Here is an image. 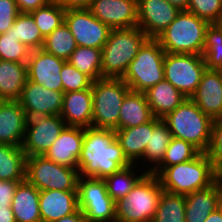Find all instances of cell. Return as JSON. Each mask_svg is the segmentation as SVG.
Masks as SVG:
<instances>
[{
	"label": "cell",
	"instance_id": "obj_39",
	"mask_svg": "<svg viewBox=\"0 0 222 222\" xmlns=\"http://www.w3.org/2000/svg\"><path fill=\"white\" fill-rule=\"evenodd\" d=\"M31 49L18 41L11 28L0 34V60L27 63Z\"/></svg>",
	"mask_w": 222,
	"mask_h": 222
},
{
	"label": "cell",
	"instance_id": "obj_40",
	"mask_svg": "<svg viewBox=\"0 0 222 222\" xmlns=\"http://www.w3.org/2000/svg\"><path fill=\"white\" fill-rule=\"evenodd\" d=\"M60 74L64 93L92 88L93 80L72 66L68 61L63 64Z\"/></svg>",
	"mask_w": 222,
	"mask_h": 222
},
{
	"label": "cell",
	"instance_id": "obj_15",
	"mask_svg": "<svg viewBox=\"0 0 222 222\" xmlns=\"http://www.w3.org/2000/svg\"><path fill=\"white\" fill-rule=\"evenodd\" d=\"M66 60L56 57L44 49L31 50L27 61L28 79L44 88L62 91L61 70Z\"/></svg>",
	"mask_w": 222,
	"mask_h": 222
},
{
	"label": "cell",
	"instance_id": "obj_28",
	"mask_svg": "<svg viewBox=\"0 0 222 222\" xmlns=\"http://www.w3.org/2000/svg\"><path fill=\"white\" fill-rule=\"evenodd\" d=\"M153 118L144 93L130 91L122 102L119 115V129L139 126Z\"/></svg>",
	"mask_w": 222,
	"mask_h": 222
},
{
	"label": "cell",
	"instance_id": "obj_21",
	"mask_svg": "<svg viewBox=\"0 0 222 222\" xmlns=\"http://www.w3.org/2000/svg\"><path fill=\"white\" fill-rule=\"evenodd\" d=\"M78 209V191H40L39 210L42 222L58 221Z\"/></svg>",
	"mask_w": 222,
	"mask_h": 222
},
{
	"label": "cell",
	"instance_id": "obj_51",
	"mask_svg": "<svg viewBox=\"0 0 222 222\" xmlns=\"http://www.w3.org/2000/svg\"><path fill=\"white\" fill-rule=\"evenodd\" d=\"M218 205L222 210V178H217Z\"/></svg>",
	"mask_w": 222,
	"mask_h": 222
},
{
	"label": "cell",
	"instance_id": "obj_5",
	"mask_svg": "<svg viewBox=\"0 0 222 222\" xmlns=\"http://www.w3.org/2000/svg\"><path fill=\"white\" fill-rule=\"evenodd\" d=\"M162 192L157 175L146 172L126 198L115 202L116 222H152Z\"/></svg>",
	"mask_w": 222,
	"mask_h": 222
},
{
	"label": "cell",
	"instance_id": "obj_11",
	"mask_svg": "<svg viewBox=\"0 0 222 222\" xmlns=\"http://www.w3.org/2000/svg\"><path fill=\"white\" fill-rule=\"evenodd\" d=\"M164 79L190 98L206 70L203 55L165 53Z\"/></svg>",
	"mask_w": 222,
	"mask_h": 222
},
{
	"label": "cell",
	"instance_id": "obj_35",
	"mask_svg": "<svg viewBox=\"0 0 222 222\" xmlns=\"http://www.w3.org/2000/svg\"><path fill=\"white\" fill-rule=\"evenodd\" d=\"M11 33L18 38L22 44L31 50L41 49L45 38L30 13H20L11 27Z\"/></svg>",
	"mask_w": 222,
	"mask_h": 222
},
{
	"label": "cell",
	"instance_id": "obj_7",
	"mask_svg": "<svg viewBox=\"0 0 222 222\" xmlns=\"http://www.w3.org/2000/svg\"><path fill=\"white\" fill-rule=\"evenodd\" d=\"M92 127L119 129V115L124 97L131 91L122 78H101L92 83Z\"/></svg>",
	"mask_w": 222,
	"mask_h": 222
},
{
	"label": "cell",
	"instance_id": "obj_38",
	"mask_svg": "<svg viewBox=\"0 0 222 222\" xmlns=\"http://www.w3.org/2000/svg\"><path fill=\"white\" fill-rule=\"evenodd\" d=\"M202 55L207 70L222 69V33L214 23L206 29Z\"/></svg>",
	"mask_w": 222,
	"mask_h": 222
},
{
	"label": "cell",
	"instance_id": "obj_45",
	"mask_svg": "<svg viewBox=\"0 0 222 222\" xmlns=\"http://www.w3.org/2000/svg\"><path fill=\"white\" fill-rule=\"evenodd\" d=\"M20 13H30L40 7L45 6L51 0H15Z\"/></svg>",
	"mask_w": 222,
	"mask_h": 222
},
{
	"label": "cell",
	"instance_id": "obj_42",
	"mask_svg": "<svg viewBox=\"0 0 222 222\" xmlns=\"http://www.w3.org/2000/svg\"><path fill=\"white\" fill-rule=\"evenodd\" d=\"M187 11L212 24L222 16V0H189Z\"/></svg>",
	"mask_w": 222,
	"mask_h": 222
},
{
	"label": "cell",
	"instance_id": "obj_8",
	"mask_svg": "<svg viewBox=\"0 0 222 222\" xmlns=\"http://www.w3.org/2000/svg\"><path fill=\"white\" fill-rule=\"evenodd\" d=\"M165 53L156 39L142 45L122 77L131 91L144 93L164 79Z\"/></svg>",
	"mask_w": 222,
	"mask_h": 222
},
{
	"label": "cell",
	"instance_id": "obj_41",
	"mask_svg": "<svg viewBox=\"0 0 222 222\" xmlns=\"http://www.w3.org/2000/svg\"><path fill=\"white\" fill-rule=\"evenodd\" d=\"M206 153L212 163L215 177L222 178V118L213 121L211 142Z\"/></svg>",
	"mask_w": 222,
	"mask_h": 222
},
{
	"label": "cell",
	"instance_id": "obj_27",
	"mask_svg": "<svg viewBox=\"0 0 222 222\" xmlns=\"http://www.w3.org/2000/svg\"><path fill=\"white\" fill-rule=\"evenodd\" d=\"M27 79V63L0 60V100H18Z\"/></svg>",
	"mask_w": 222,
	"mask_h": 222
},
{
	"label": "cell",
	"instance_id": "obj_31",
	"mask_svg": "<svg viewBox=\"0 0 222 222\" xmlns=\"http://www.w3.org/2000/svg\"><path fill=\"white\" fill-rule=\"evenodd\" d=\"M185 195L163 191L152 222H185Z\"/></svg>",
	"mask_w": 222,
	"mask_h": 222
},
{
	"label": "cell",
	"instance_id": "obj_44",
	"mask_svg": "<svg viewBox=\"0 0 222 222\" xmlns=\"http://www.w3.org/2000/svg\"><path fill=\"white\" fill-rule=\"evenodd\" d=\"M23 181L0 180V207H11L18 184Z\"/></svg>",
	"mask_w": 222,
	"mask_h": 222
},
{
	"label": "cell",
	"instance_id": "obj_52",
	"mask_svg": "<svg viewBox=\"0 0 222 222\" xmlns=\"http://www.w3.org/2000/svg\"><path fill=\"white\" fill-rule=\"evenodd\" d=\"M222 33V16L214 23Z\"/></svg>",
	"mask_w": 222,
	"mask_h": 222
},
{
	"label": "cell",
	"instance_id": "obj_6",
	"mask_svg": "<svg viewBox=\"0 0 222 222\" xmlns=\"http://www.w3.org/2000/svg\"><path fill=\"white\" fill-rule=\"evenodd\" d=\"M209 24L188 11H180L156 40L167 53L202 55Z\"/></svg>",
	"mask_w": 222,
	"mask_h": 222
},
{
	"label": "cell",
	"instance_id": "obj_24",
	"mask_svg": "<svg viewBox=\"0 0 222 222\" xmlns=\"http://www.w3.org/2000/svg\"><path fill=\"white\" fill-rule=\"evenodd\" d=\"M144 94L153 117L160 119L174 111L187 98L165 79L149 88Z\"/></svg>",
	"mask_w": 222,
	"mask_h": 222
},
{
	"label": "cell",
	"instance_id": "obj_17",
	"mask_svg": "<svg viewBox=\"0 0 222 222\" xmlns=\"http://www.w3.org/2000/svg\"><path fill=\"white\" fill-rule=\"evenodd\" d=\"M138 27L148 38L156 39L180 13L166 0H137Z\"/></svg>",
	"mask_w": 222,
	"mask_h": 222
},
{
	"label": "cell",
	"instance_id": "obj_43",
	"mask_svg": "<svg viewBox=\"0 0 222 222\" xmlns=\"http://www.w3.org/2000/svg\"><path fill=\"white\" fill-rule=\"evenodd\" d=\"M20 10L15 0H0V34L10 29Z\"/></svg>",
	"mask_w": 222,
	"mask_h": 222
},
{
	"label": "cell",
	"instance_id": "obj_36",
	"mask_svg": "<svg viewBox=\"0 0 222 222\" xmlns=\"http://www.w3.org/2000/svg\"><path fill=\"white\" fill-rule=\"evenodd\" d=\"M199 153L191 143L172 137L162 162L151 173L158 176L166 167L190 161Z\"/></svg>",
	"mask_w": 222,
	"mask_h": 222
},
{
	"label": "cell",
	"instance_id": "obj_33",
	"mask_svg": "<svg viewBox=\"0 0 222 222\" xmlns=\"http://www.w3.org/2000/svg\"><path fill=\"white\" fill-rule=\"evenodd\" d=\"M135 167L137 168L138 166L131 164L104 179L108 195L115 202L121 198H126L127 194L133 189L137 181L146 173L144 170L142 174H136L134 172Z\"/></svg>",
	"mask_w": 222,
	"mask_h": 222
},
{
	"label": "cell",
	"instance_id": "obj_49",
	"mask_svg": "<svg viewBox=\"0 0 222 222\" xmlns=\"http://www.w3.org/2000/svg\"><path fill=\"white\" fill-rule=\"evenodd\" d=\"M204 222H222V210L218 207L210 213Z\"/></svg>",
	"mask_w": 222,
	"mask_h": 222
},
{
	"label": "cell",
	"instance_id": "obj_23",
	"mask_svg": "<svg viewBox=\"0 0 222 222\" xmlns=\"http://www.w3.org/2000/svg\"><path fill=\"white\" fill-rule=\"evenodd\" d=\"M160 120V118L153 117L149 122L139 126L115 130V138L131 164H136L140 159L142 160L150 134Z\"/></svg>",
	"mask_w": 222,
	"mask_h": 222
},
{
	"label": "cell",
	"instance_id": "obj_47",
	"mask_svg": "<svg viewBox=\"0 0 222 222\" xmlns=\"http://www.w3.org/2000/svg\"><path fill=\"white\" fill-rule=\"evenodd\" d=\"M55 222H87V220L81 210L78 209L75 213L66 217H62L61 219Z\"/></svg>",
	"mask_w": 222,
	"mask_h": 222
},
{
	"label": "cell",
	"instance_id": "obj_46",
	"mask_svg": "<svg viewBox=\"0 0 222 222\" xmlns=\"http://www.w3.org/2000/svg\"><path fill=\"white\" fill-rule=\"evenodd\" d=\"M64 9L88 8L93 0H51Z\"/></svg>",
	"mask_w": 222,
	"mask_h": 222
},
{
	"label": "cell",
	"instance_id": "obj_12",
	"mask_svg": "<svg viewBox=\"0 0 222 222\" xmlns=\"http://www.w3.org/2000/svg\"><path fill=\"white\" fill-rule=\"evenodd\" d=\"M64 22L74 36L77 46L102 49L111 28L95 18L88 8L67 9Z\"/></svg>",
	"mask_w": 222,
	"mask_h": 222
},
{
	"label": "cell",
	"instance_id": "obj_22",
	"mask_svg": "<svg viewBox=\"0 0 222 222\" xmlns=\"http://www.w3.org/2000/svg\"><path fill=\"white\" fill-rule=\"evenodd\" d=\"M92 102L91 88L64 93L61 118L67 126L92 127Z\"/></svg>",
	"mask_w": 222,
	"mask_h": 222
},
{
	"label": "cell",
	"instance_id": "obj_29",
	"mask_svg": "<svg viewBox=\"0 0 222 222\" xmlns=\"http://www.w3.org/2000/svg\"><path fill=\"white\" fill-rule=\"evenodd\" d=\"M26 154L22 147L0 144V180L25 181Z\"/></svg>",
	"mask_w": 222,
	"mask_h": 222
},
{
	"label": "cell",
	"instance_id": "obj_32",
	"mask_svg": "<svg viewBox=\"0 0 222 222\" xmlns=\"http://www.w3.org/2000/svg\"><path fill=\"white\" fill-rule=\"evenodd\" d=\"M101 56L102 49L77 46L67 61L93 81H96L102 78Z\"/></svg>",
	"mask_w": 222,
	"mask_h": 222
},
{
	"label": "cell",
	"instance_id": "obj_9",
	"mask_svg": "<svg viewBox=\"0 0 222 222\" xmlns=\"http://www.w3.org/2000/svg\"><path fill=\"white\" fill-rule=\"evenodd\" d=\"M77 168L57 164L44 155L26 157L25 180L39 191H77Z\"/></svg>",
	"mask_w": 222,
	"mask_h": 222
},
{
	"label": "cell",
	"instance_id": "obj_2",
	"mask_svg": "<svg viewBox=\"0 0 222 222\" xmlns=\"http://www.w3.org/2000/svg\"><path fill=\"white\" fill-rule=\"evenodd\" d=\"M148 39L138 26L111 29L102 48V78H122L130 62Z\"/></svg>",
	"mask_w": 222,
	"mask_h": 222
},
{
	"label": "cell",
	"instance_id": "obj_20",
	"mask_svg": "<svg viewBox=\"0 0 222 222\" xmlns=\"http://www.w3.org/2000/svg\"><path fill=\"white\" fill-rule=\"evenodd\" d=\"M84 133L85 128L66 126L44 156L57 164L78 168Z\"/></svg>",
	"mask_w": 222,
	"mask_h": 222
},
{
	"label": "cell",
	"instance_id": "obj_1",
	"mask_svg": "<svg viewBox=\"0 0 222 222\" xmlns=\"http://www.w3.org/2000/svg\"><path fill=\"white\" fill-rule=\"evenodd\" d=\"M130 165L115 138V130L85 128L77 168L80 177L105 179Z\"/></svg>",
	"mask_w": 222,
	"mask_h": 222
},
{
	"label": "cell",
	"instance_id": "obj_25",
	"mask_svg": "<svg viewBox=\"0 0 222 222\" xmlns=\"http://www.w3.org/2000/svg\"><path fill=\"white\" fill-rule=\"evenodd\" d=\"M39 194L40 191L26 180L18 184L11 203L16 222H42Z\"/></svg>",
	"mask_w": 222,
	"mask_h": 222
},
{
	"label": "cell",
	"instance_id": "obj_14",
	"mask_svg": "<svg viewBox=\"0 0 222 222\" xmlns=\"http://www.w3.org/2000/svg\"><path fill=\"white\" fill-rule=\"evenodd\" d=\"M64 92L46 89L31 80H27L17 100L24 109L27 118L34 116L60 115Z\"/></svg>",
	"mask_w": 222,
	"mask_h": 222
},
{
	"label": "cell",
	"instance_id": "obj_19",
	"mask_svg": "<svg viewBox=\"0 0 222 222\" xmlns=\"http://www.w3.org/2000/svg\"><path fill=\"white\" fill-rule=\"evenodd\" d=\"M27 121L17 100H0V144L22 147Z\"/></svg>",
	"mask_w": 222,
	"mask_h": 222
},
{
	"label": "cell",
	"instance_id": "obj_30",
	"mask_svg": "<svg viewBox=\"0 0 222 222\" xmlns=\"http://www.w3.org/2000/svg\"><path fill=\"white\" fill-rule=\"evenodd\" d=\"M172 139V134L168 129L167 124L161 119L153 128L152 134H150L149 142L145 148L143 161L151 165L146 172H152L161 162L164 154L167 150L168 145ZM145 159L146 162H145Z\"/></svg>",
	"mask_w": 222,
	"mask_h": 222
},
{
	"label": "cell",
	"instance_id": "obj_16",
	"mask_svg": "<svg viewBox=\"0 0 222 222\" xmlns=\"http://www.w3.org/2000/svg\"><path fill=\"white\" fill-rule=\"evenodd\" d=\"M88 9L111 29L133 28L138 25L137 0H93Z\"/></svg>",
	"mask_w": 222,
	"mask_h": 222
},
{
	"label": "cell",
	"instance_id": "obj_50",
	"mask_svg": "<svg viewBox=\"0 0 222 222\" xmlns=\"http://www.w3.org/2000/svg\"><path fill=\"white\" fill-rule=\"evenodd\" d=\"M181 11H187L189 0H166Z\"/></svg>",
	"mask_w": 222,
	"mask_h": 222
},
{
	"label": "cell",
	"instance_id": "obj_4",
	"mask_svg": "<svg viewBox=\"0 0 222 222\" xmlns=\"http://www.w3.org/2000/svg\"><path fill=\"white\" fill-rule=\"evenodd\" d=\"M162 120L167 124L172 137L191 143L201 153L207 152L214 120L204 114L190 98H186Z\"/></svg>",
	"mask_w": 222,
	"mask_h": 222
},
{
	"label": "cell",
	"instance_id": "obj_48",
	"mask_svg": "<svg viewBox=\"0 0 222 222\" xmlns=\"http://www.w3.org/2000/svg\"><path fill=\"white\" fill-rule=\"evenodd\" d=\"M0 222H16L11 207H0Z\"/></svg>",
	"mask_w": 222,
	"mask_h": 222
},
{
	"label": "cell",
	"instance_id": "obj_26",
	"mask_svg": "<svg viewBox=\"0 0 222 222\" xmlns=\"http://www.w3.org/2000/svg\"><path fill=\"white\" fill-rule=\"evenodd\" d=\"M185 222H204L218 205L217 178L210 187L185 195Z\"/></svg>",
	"mask_w": 222,
	"mask_h": 222
},
{
	"label": "cell",
	"instance_id": "obj_34",
	"mask_svg": "<svg viewBox=\"0 0 222 222\" xmlns=\"http://www.w3.org/2000/svg\"><path fill=\"white\" fill-rule=\"evenodd\" d=\"M76 48L77 43L65 22L45 37L42 47L46 52L66 61Z\"/></svg>",
	"mask_w": 222,
	"mask_h": 222
},
{
	"label": "cell",
	"instance_id": "obj_18",
	"mask_svg": "<svg viewBox=\"0 0 222 222\" xmlns=\"http://www.w3.org/2000/svg\"><path fill=\"white\" fill-rule=\"evenodd\" d=\"M190 99L213 120L222 118V71L206 69Z\"/></svg>",
	"mask_w": 222,
	"mask_h": 222
},
{
	"label": "cell",
	"instance_id": "obj_37",
	"mask_svg": "<svg viewBox=\"0 0 222 222\" xmlns=\"http://www.w3.org/2000/svg\"><path fill=\"white\" fill-rule=\"evenodd\" d=\"M65 11L66 9L59 4L50 1L45 6L30 12V14L45 38L64 22Z\"/></svg>",
	"mask_w": 222,
	"mask_h": 222
},
{
	"label": "cell",
	"instance_id": "obj_10",
	"mask_svg": "<svg viewBox=\"0 0 222 222\" xmlns=\"http://www.w3.org/2000/svg\"><path fill=\"white\" fill-rule=\"evenodd\" d=\"M78 208L87 222H116L115 201L108 195L104 179H78Z\"/></svg>",
	"mask_w": 222,
	"mask_h": 222
},
{
	"label": "cell",
	"instance_id": "obj_3",
	"mask_svg": "<svg viewBox=\"0 0 222 222\" xmlns=\"http://www.w3.org/2000/svg\"><path fill=\"white\" fill-rule=\"evenodd\" d=\"M157 177L163 191L179 195L206 189L216 179L208 154L201 152L190 161L166 167Z\"/></svg>",
	"mask_w": 222,
	"mask_h": 222
},
{
	"label": "cell",
	"instance_id": "obj_13",
	"mask_svg": "<svg viewBox=\"0 0 222 222\" xmlns=\"http://www.w3.org/2000/svg\"><path fill=\"white\" fill-rule=\"evenodd\" d=\"M66 126L61 115L29 118L22 144L26 157L45 155Z\"/></svg>",
	"mask_w": 222,
	"mask_h": 222
}]
</instances>
